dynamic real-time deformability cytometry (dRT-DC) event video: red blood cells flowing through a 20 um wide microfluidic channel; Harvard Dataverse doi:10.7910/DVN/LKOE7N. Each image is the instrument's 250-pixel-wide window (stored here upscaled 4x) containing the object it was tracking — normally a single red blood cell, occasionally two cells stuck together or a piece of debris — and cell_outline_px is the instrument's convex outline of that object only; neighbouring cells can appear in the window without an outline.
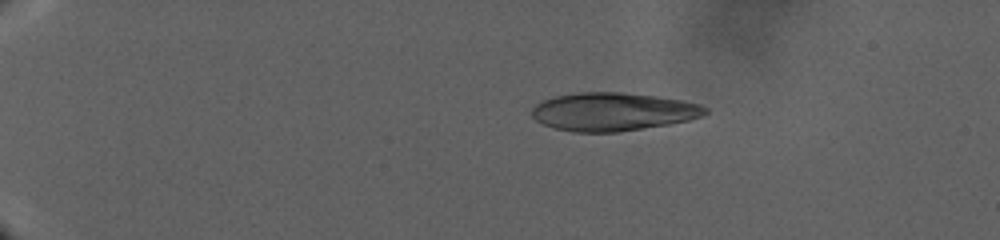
{"species": "human", "species_latin": "Homo sapiens", "temperature_condition": "warm", "stored_images_in_passage": 118, "camera_frame_rate_fps": 3000, "um_per_image_px": 0.085, "donor": {"sex": "male"}, "frame": {"image": 1, "passage_image": 28, "time_ms": 9.667, "image_size_px": [1000, 240], "cell_outline_px": [[708, 112], [700, 116], [688, 120], [668, 124], [620, 132], [572, 132], [556, 128], [544, 124], [536, 120], [532, 116], [532, 108], [540, 100], [556, 96], [576, 92], [620, 92], [656, 96], [684, 100], [700, 104], [708, 108]], "centroid_in_image_um": [52.09, 9.49], "position_along_channel_um": 32.9, "area_um2": 38.67}}
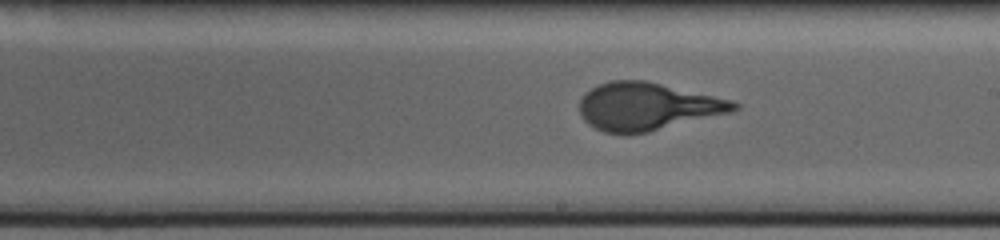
{"frame": {"image": 2, "passage_image": 76, "time_ms": 28.667, "image_size_px": [1000, 240], "cell_outline_px": [[740, 108], [732, 112], [648, 132], [604, 132], [588, 124], [580, 116], [580, 100], [584, 92], [600, 84], [612, 80], [644, 80], [732, 100], [740, 104]], "centroid_in_image_um": [55.02, 9.04], "position_along_channel_um": 234.0, "area_um2": 42.43}}
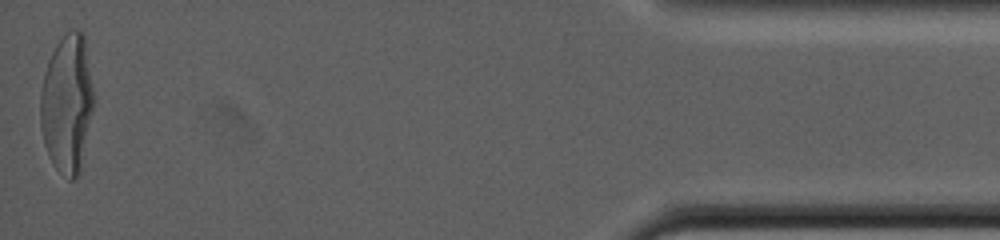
{"frame": {"image": 3, "passage_image": 118, "time_ms": 44.667, "image_size_px": [1000, 240], "cell_outline_px": [[92, 108], [80, 172], [72, 180], [68, 180], [52, 164], [44, 144], [40, 128], [40, 96], [44, 72], [48, 60], [56, 44], [72, 28], [76, 28], [84, 32], [92, 88]], "centroid_in_image_um": [5.67, 8.8], "position_along_channel_um": 429.5, "area_um2": 42.71}}